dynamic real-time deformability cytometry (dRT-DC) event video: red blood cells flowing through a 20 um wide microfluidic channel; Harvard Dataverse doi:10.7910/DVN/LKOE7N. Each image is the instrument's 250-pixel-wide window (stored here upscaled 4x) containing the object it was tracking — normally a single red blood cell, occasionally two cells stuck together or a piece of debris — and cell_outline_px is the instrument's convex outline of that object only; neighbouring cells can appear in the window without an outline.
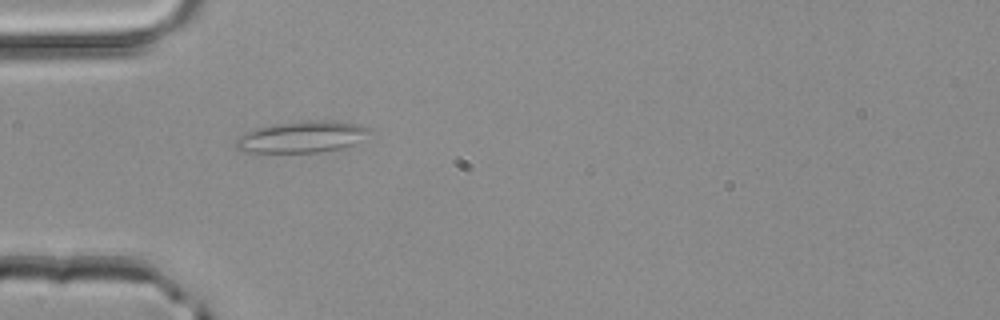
{"species": "common noctule bat (a hibernating species)", "species_latin": "Nyctalus noctula", "temperature_condition": "room temperature", "stored_images_in_passage": 1, "camera_frame_rate_fps": 3000, "um_per_image_px": 0.085, "animal": {"sex": "male", "body_mass_g": 20.4}, "frame": {"image": 1, "passage_image": 1, "time_ms": 0.0, "image_size_px": [1000, 320], "cell_outline_px": [[372, 128], [368, 132], [352, 144], [340, 148], [320, 152], [240, 152], [236, 148], [236, 140], [240, 136], [256, 128], [276, 124], [308, 120], [332, 120], [360, 124]], "centroid_in_image_um": [25.64, 11.63], "position_along_channel_um": 59.4, "area_um2": 24.16}}